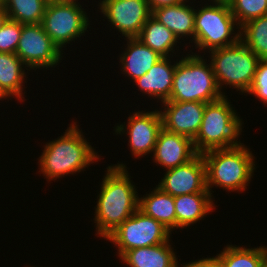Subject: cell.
Instances as JSON below:
<instances>
[{
    "label": "cell",
    "mask_w": 267,
    "mask_h": 267,
    "mask_svg": "<svg viewBox=\"0 0 267 267\" xmlns=\"http://www.w3.org/2000/svg\"><path fill=\"white\" fill-rule=\"evenodd\" d=\"M213 3L227 4L229 5L232 0H211Z\"/></svg>",
    "instance_id": "obj_34"
},
{
    "label": "cell",
    "mask_w": 267,
    "mask_h": 267,
    "mask_svg": "<svg viewBox=\"0 0 267 267\" xmlns=\"http://www.w3.org/2000/svg\"><path fill=\"white\" fill-rule=\"evenodd\" d=\"M168 58L170 57L161 58L147 73L134 80L141 92L161 99V102L170 98L176 68V64H170Z\"/></svg>",
    "instance_id": "obj_16"
},
{
    "label": "cell",
    "mask_w": 267,
    "mask_h": 267,
    "mask_svg": "<svg viewBox=\"0 0 267 267\" xmlns=\"http://www.w3.org/2000/svg\"><path fill=\"white\" fill-rule=\"evenodd\" d=\"M5 0H0V7H4Z\"/></svg>",
    "instance_id": "obj_36"
},
{
    "label": "cell",
    "mask_w": 267,
    "mask_h": 267,
    "mask_svg": "<svg viewBox=\"0 0 267 267\" xmlns=\"http://www.w3.org/2000/svg\"><path fill=\"white\" fill-rule=\"evenodd\" d=\"M127 48L121 54L120 62L122 64V72L132 77L130 79L136 80L142 77L152 68L163 56L158 52L143 44L136 37L127 38Z\"/></svg>",
    "instance_id": "obj_18"
},
{
    "label": "cell",
    "mask_w": 267,
    "mask_h": 267,
    "mask_svg": "<svg viewBox=\"0 0 267 267\" xmlns=\"http://www.w3.org/2000/svg\"><path fill=\"white\" fill-rule=\"evenodd\" d=\"M213 4V5H211ZM204 5L200 10L195 9V36L196 48L210 51L228 47L240 40V32L234 34L237 22L227 4L211 3ZM231 37V38H230ZM230 38V39H229Z\"/></svg>",
    "instance_id": "obj_7"
},
{
    "label": "cell",
    "mask_w": 267,
    "mask_h": 267,
    "mask_svg": "<svg viewBox=\"0 0 267 267\" xmlns=\"http://www.w3.org/2000/svg\"><path fill=\"white\" fill-rule=\"evenodd\" d=\"M173 197L184 194L210 193L207 189L206 165L202 154L175 168L167 169L157 185Z\"/></svg>",
    "instance_id": "obj_12"
},
{
    "label": "cell",
    "mask_w": 267,
    "mask_h": 267,
    "mask_svg": "<svg viewBox=\"0 0 267 267\" xmlns=\"http://www.w3.org/2000/svg\"><path fill=\"white\" fill-rule=\"evenodd\" d=\"M217 256L225 267H264L267 263V247L245 248L227 245Z\"/></svg>",
    "instance_id": "obj_24"
},
{
    "label": "cell",
    "mask_w": 267,
    "mask_h": 267,
    "mask_svg": "<svg viewBox=\"0 0 267 267\" xmlns=\"http://www.w3.org/2000/svg\"><path fill=\"white\" fill-rule=\"evenodd\" d=\"M126 168L123 163L108 166L102 181L94 223L105 239L138 209V192Z\"/></svg>",
    "instance_id": "obj_1"
},
{
    "label": "cell",
    "mask_w": 267,
    "mask_h": 267,
    "mask_svg": "<svg viewBox=\"0 0 267 267\" xmlns=\"http://www.w3.org/2000/svg\"><path fill=\"white\" fill-rule=\"evenodd\" d=\"M65 131L57 140L46 143L39 157L40 170L49 181L66 174L81 172L99 159L75 122Z\"/></svg>",
    "instance_id": "obj_2"
},
{
    "label": "cell",
    "mask_w": 267,
    "mask_h": 267,
    "mask_svg": "<svg viewBox=\"0 0 267 267\" xmlns=\"http://www.w3.org/2000/svg\"><path fill=\"white\" fill-rule=\"evenodd\" d=\"M211 67L217 85H231L242 93H247L253 83L260 61L249 48L239 40L236 44L209 52ZM224 83V84H223Z\"/></svg>",
    "instance_id": "obj_6"
},
{
    "label": "cell",
    "mask_w": 267,
    "mask_h": 267,
    "mask_svg": "<svg viewBox=\"0 0 267 267\" xmlns=\"http://www.w3.org/2000/svg\"><path fill=\"white\" fill-rule=\"evenodd\" d=\"M49 0H5L8 19L23 25L40 24Z\"/></svg>",
    "instance_id": "obj_25"
},
{
    "label": "cell",
    "mask_w": 267,
    "mask_h": 267,
    "mask_svg": "<svg viewBox=\"0 0 267 267\" xmlns=\"http://www.w3.org/2000/svg\"><path fill=\"white\" fill-rule=\"evenodd\" d=\"M136 38L163 57H168L169 52L173 53L175 51L174 46L178 42L174 33L152 15L148 18Z\"/></svg>",
    "instance_id": "obj_22"
},
{
    "label": "cell",
    "mask_w": 267,
    "mask_h": 267,
    "mask_svg": "<svg viewBox=\"0 0 267 267\" xmlns=\"http://www.w3.org/2000/svg\"><path fill=\"white\" fill-rule=\"evenodd\" d=\"M21 32L22 24L8 19L0 28V52L15 53Z\"/></svg>",
    "instance_id": "obj_28"
},
{
    "label": "cell",
    "mask_w": 267,
    "mask_h": 267,
    "mask_svg": "<svg viewBox=\"0 0 267 267\" xmlns=\"http://www.w3.org/2000/svg\"><path fill=\"white\" fill-rule=\"evenodd\" d=\"M62 51L46 34L41 24H22L21 37L15 54L23 63L34 70L53 67L62 60Z\"/></svg>",
    "instance_id": "obj_10"
},
{
    "label": "cell",
    "mask_w": 267,
    "mask_h": 267,
    "mask_svg": "<svg viewBox=\"0 0 267 267\" xmlns=\"http://www.w3.org/2000/svg\"><path fill=\"white\" fill-rule=\"evenodd\" d=\"M238 30L240 40L258 56L267 60V15L250 20Z\"/></svg>",
    "instance_id": "obj_26"
},
{
    "label": "cell",
    "mask_w": 267,
    "mask_h": 267,
    "mask_svg": "<svg viewBox=\"0 0 267 267\" xmlns=\"http://www.w3.org/2000/svg\"><path fill=\"white\" fill-rule=\"evenodd\" d=\"M187 1L171 6H163L152 11V16L172 31L177 39L195 36V9L186 5Z\"/></svg>",
    "instance_id": "obj_17"
},
{
    "label": "cell",
    "mask_w": 267,
    "mask_h": 267,
    "mask_svg": "<svg viewBox=\"0 0 267 267\" xmlns=\"http://www.w3.org/2000/svg\"><path fill=\"white\" fill-rule=\"evenodd\" d=\"M164 111H160L165 130L181 134L192 140L197 136L202 123L206 103L164 101Z\"/></svg>",
    "instance_id": "obj_14"
},
{
    "label": "cell",
    "mask_w": 267,
    "mask_h": 267,
    "mask_svg": "<svg viewBox=\"0 0 267 267\" xmlns=\"http://www.w3.org/2000/svg\"><path fill=\"white\" fill-rule=\"evenodd\" d=\"M211 197L210 193L175 196L176 228H186L212 212L215 205Z\"/></svg>",
    "instance_id": "obj_20"
},
{
    "label": "cell",
    "mask_w": 267,
    "mask_h": 267,
    "mask_svg": "<svg viewBox=\"0 0 267 267\" xmlns=\"http://www.w3.org/2000/svg\"><path fill=\"white\" fill-rule=\"evenodd\" d=\"M229 6L239 28L250 20L267 15V0H232Z\"/></svg>",
    "instance_id": "obj_27"
},
{
    "label": "cell",
    "mask_w": 267,
    "mask_h": 267,
    "mask_svg": "<svg viewBox=\"0 0 267 267\" xmlns=\"http://www.w3.org/2000/svg\"><path fill=\"white\" fill-rule=\"evenodd\" d=\"M40 24L62 51L64 45L85 34L89 26V19L78 2L49 1Z\"/></svg>",
    "instance_id": "obj_9"
},
{
    "label": "cell",
    "mask_w": 267,
    "mask_h": 267,
    "mask_svg": "<svg viewBox=\"0 0 267 267\" xmlns=\"http://www.w3.org/2000/svg\"><path fill=\"white\" fill-rule=\"evenodd\" d=\"M100 10L126 38L137 37L152 15L147 0H102Z\"/></svg>",
    "instance_id": "obj_11"
},
{
    "label": "cell",
    "mask_w": 267,
    "mask_h": 267,
    "mask_svg": "<svg viewBox=\"0 0 267 267\" xmlns=\"http://www.w3.org/2000/svg\"><path fill=\"white\" fill-rule=\"evenodd\" d=\"M153 154L154 162L167 170L187 163L198 153L191 138L162 128L158 134Z\"/></svg>",
    "instance_id": "obj_15"
},
{
    "label": "cell",
    "mask_w": 267,
    "mask_h": 267,
    "mask_svg": "<svg viewBox=\"0 0 267 267\" xmlns=\"http://www.w3.org/2000/svg\"><path fill=\"white\" fill-rule=\"evenodd\" d=\"M148 195V196H147ZM139 198L138 209L159 221L170 232L176 228L174 197L156 185L151 193Z\"/></svg>",
    "instance_id": "obj_21"
},
{
    "label": "cell",
    "mask_w": 267,
    "mask_h": 267,
    "mask_svg": "<svg viewBox=\"0 0 267 267\" xmlns=\"http://www.w3.org/2000/svg\"><path fill=\"white\" fill-rule=\"evenodd\" d=\"M226 97L205 105L200 129L193 139L198 154L213 149L243 146L236 139L242 132L243 123Z\"/></svg>",
    "instance_id": "obj_5"
},
{
    "label": "cell",
    "mask_w": 267,
    "mask_h": 267,
    "mask_svg": "<svg viewBox=\"0 0 267 267\" xmlns=\"http://www.w3.org/2000/svg\"><path fill=\"white\" fill-rule=\"evenodd\" d=\"M24 65L15 53L0 52V85L11 97L15 96L20 101L24 100L22 97L23 81L26 78L25 70L22 68Z\"/></svg>",
    "instance_id": "obj_23"
},
{
    "label": "cell",
    "mask_w": 267,
    "mask_h": 267,
    "mask_svg": "<svg viewBox=\"0 0 267 267\" xmlns=\"http://www.w3.org/2000/svg\"><path fill=\"white\" fill-rule=\"evenodd\" d=\"M257 96L267 104V60H260L255 72L253 83L247 94Z\"/></svg>",
    "instance_id": "obj_29"
},
{
    "label": "cell",
    "mask_w": 267,
    "mask_h": 267,
    "mask_svg": "<svg viewBox=\"0 0 267 267\" xmlns=\"http://www.w3.org/2000/svg\"><path fill=\"white\" fill-rule=\"evenodd\" d=\"M184 1L187 0H147L151 12L156 8L176 5L179 3H183Z\"/></svg>",
    "instance_id": "obj_31"
},
{
    "label": "cell",
    "mask_w": 267,
    "mask_h": 267,
    "mask_svg": "<svg viewBox=\"0 0 267 267\" xmlns=\"http://www.w3.org/2000/svg\"><path fill=\"white\" fill-rule=\"evenodd\" d=\"M181 267H225L223 261L216 255L212 258H203L187 264H183Z\"/></svg>",
    "instance_id": "obj_30"
},
{
    "label": "cell",
    "mask_w": 267,
    "mask_h": 267,
    "mask_svg": "<svg viewBox=\"0 0 267 267\" xmlns=\"http://www.w3.org/2000/svg\"><path fill=\"white\" fill-rule=\"evenodd\" d=\"M128 126L117 125L115 132L117 134L125 132L129 134V143L132 155L140 157L151 153L157 142V137L162 126L160 111L144 112L136 111L128 117Z\"/></svg>",
    "instance_id": "obj_13"
},
{
    "label": "cell",
    "mask_w": 267,
    "mask_h": 267,
    "mask_svg": "<svg viewBox=\"0 0 267 267\" xmlns=\"http://www.w3.org/2000/svg\"><path fill=\"white\" fill-rule=\"evenodd\" d=\"M170 234L171 232L159 221L137 209L106 240L118 247V255L121 257L131 249L165 243L169 240Z\"/></svg>",
    "instance_id": "obj_8"
},
{
    "label": "cell",
    "mask_w": 267,
    "mask_h": 267,
    "mask_svg": "<svg viewBox=\"0 0 267 267\" xmlns=\"http://www.w3.org/2000/svg\"><path fill=\"white\" fill-rule=\"evenodd\" d=\"M169 241L128 250L120 259L130 267H179Z\"/></svg>",
    "instance_id": "obj_19"
},
{
    "label": "cell",
    "mask_w": 267,
    "mask_h": 267,
    "mask_svg": "<svg viewBox=\"0 0 267 267\" xmlns=\"http://www.w3.org/2000/svg\"><path fill=\"white\" fill-rule=\"evenodd\" d=\"M7 97L9 98L11 95L0 85V100L2 98L7 99Z\"/></svg>",
    "instance_id": "obj_33"
},
{
    "label": "cell",
    "mask_w": 267,
    "mask_h": 267,
    "mask_svg": "<svg viewBox=\"0 0 267 267\" xmlns=\"http://www.w3.org/2000/svg\"><path fill=\"white\" fill-rule=\"evenodd\" d=\"M206 165L207 189L214 185L228 191H245L255 170L254 155L244 145L202 153Z\"/></svg>",
    "instance_id": "obj_3"
},
{
    "label": "cell",
    "mask_w": 267,
    "mask_h": 267,
    "mask_svg": "<svg viewBox=\"0 0 267 267\" xmlns=\"http://www.w3.org/2000/svg\"><path fill=\"white\" fill-rule=\"evenodd\" d=\"M8 20L7 12L4 7H0V28Z\"/></svg>",
    "instance_id": "obj_32"
},
{
    "label": "cell",
    "mask_w": 267,
    "mask_h": 267,
    "mask_svg": "<svg viewBox=\"0 0 267 267\" xmlns=\"http://www.w3.org/2000/svg\"><path fill=\"white\" fill-rule=\"evenodd\" d=\"M53 2H64V3H77L76 0H49Z\"/></svg>",
    "instance_id": "obj_35"
},
{
    "label": "cell",
    "mask_w": 267,
    "mask_h": 267,
    "mask_svg": "<svg viewBox=\"0 0 267 267\" xmlns=\"http://www.w3.org/2000/svg\"><path fill=\"white\" fill-rule=\"evenodd\" d=\"M189 55L176 62L167 101L210 103L225 96L217 85L211 64L208 65L199 54Z\"/></svg>",
    "instance_id": "obj_4"
}]
</instances>
